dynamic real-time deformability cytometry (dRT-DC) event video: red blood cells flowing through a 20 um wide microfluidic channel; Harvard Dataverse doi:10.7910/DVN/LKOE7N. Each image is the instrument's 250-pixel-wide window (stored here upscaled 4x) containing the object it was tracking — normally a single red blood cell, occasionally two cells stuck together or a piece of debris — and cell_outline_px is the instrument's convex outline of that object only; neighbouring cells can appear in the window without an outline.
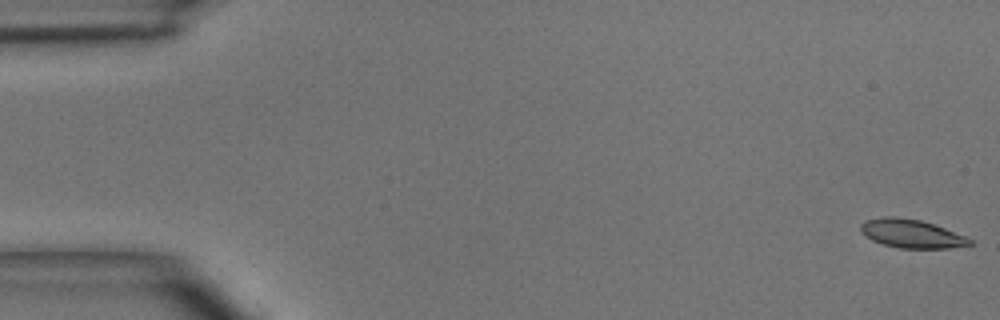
{"species": "common noctule bat (a hibernating species)", "species_latin": "Nyctalus noctula", "temperature_condition": "room temperature", "stored_images_in_passage": 5, "camera_frame_rate_fps": 3000, "um_per_image_px": 0.085, "animal": {"sex": "male", "body_mass_g": 15.6}, "frame": {"image": 1, "passage_image": 1, "time_ms": 0.0, "image_size_px": [1000, 320], "cell_outline_px": [[976, 244], [948, 248], [900, 248], [884, 244], [872, 240], [864, 236], [860, 232], [860, 224], [864, 220], [884, 216], [896, 216], [920, 220], [944, 228], [964, 236], [972, 240]], "centroid_in_image_um": [77.43, 19.85], "position_along_channel_um": 7.6, "area_um2": 18.15}}
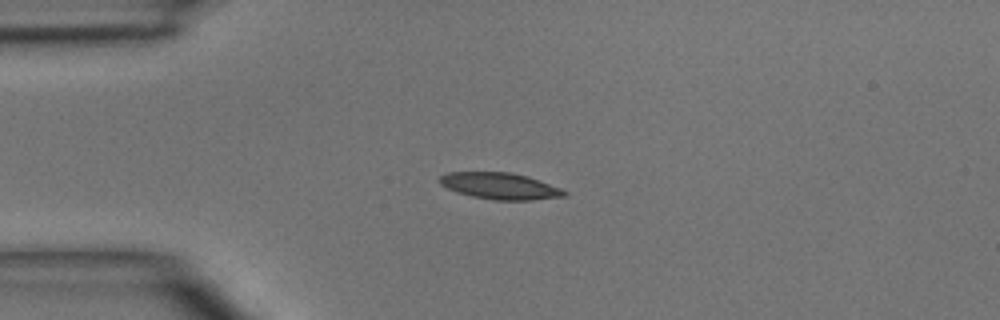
{"frame": {"image": 2, "passage_image": 4, "time_ms": 3.667, "image_size_px": [1000, 320], "cell_outline_px": [[568, 192], [564, 196], [532, 200], [492, 200], [472, 196], [456, 192], [440, 184], [436, 180], [440, 176], [448, 172], [508, 172], [528, 176], [560, 188]], "centroid_in_image_um": [42.46, 15.81], "position_along_channel_um": 42.5, "area_um2": 19.25}}